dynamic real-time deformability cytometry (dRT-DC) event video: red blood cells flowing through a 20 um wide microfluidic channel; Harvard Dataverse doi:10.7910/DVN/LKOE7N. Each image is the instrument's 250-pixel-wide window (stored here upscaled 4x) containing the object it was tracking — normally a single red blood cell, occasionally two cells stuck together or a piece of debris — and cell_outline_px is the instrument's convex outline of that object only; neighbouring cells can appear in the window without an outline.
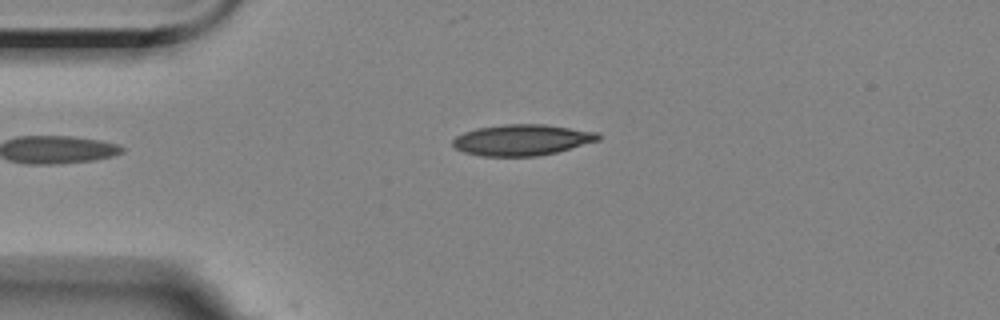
{"species": "Egyptian fruit bat (a non-hibernating species)", "species_latin": "Rousettus aegyptiacus", "temperature_condition": "room temperature", "stored_images_in_passage": 4, "camera_frame_rate_fps": 3000, "um_per_image_px": 0.085, "animal": {"sex": "female"}, "frame": {"image": 1, "passage_image": 4, "time_ms": 3.333, "image_size_px": [1000, 320], "cell_outline_px": [[600, 140], [556, 152], [536, 156], [480, 156], [464, 152], [456, 148], [452, 144], [452, 140], [456, 136], [464, 132], [476, 128], [504, 124], [544, 124], [600, 132]], "centroid_in_image_um": [44.37, 11.89], "position_along_channel_um": 40.6, "area_um2": 26.36}}